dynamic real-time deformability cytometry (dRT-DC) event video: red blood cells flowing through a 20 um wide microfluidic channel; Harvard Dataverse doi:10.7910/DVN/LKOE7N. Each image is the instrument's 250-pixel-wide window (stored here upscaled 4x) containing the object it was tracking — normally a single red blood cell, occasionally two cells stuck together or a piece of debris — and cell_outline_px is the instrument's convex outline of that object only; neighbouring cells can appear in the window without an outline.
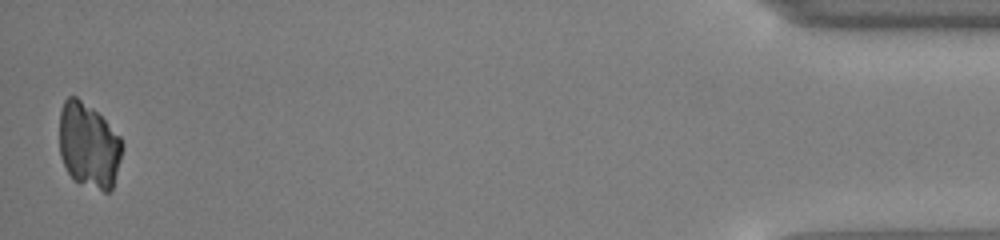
{"species": "common noctule bat (a hibernating species)", "species_latin": "Nyctalus noctula", "temperature_condition": "cold", "stored_images_in_passage": 35, "camera_frame_rate_fps": 3000, "um_per_image_px": 0.085, "animal": {"sex": "male", "body_mass_g": 13.0, "forearm_length_mm": 53.1}, "frame": {"image": 1, "passage_image": 35, "time_ms": 11.333, "image_size_px": [1000, 240], "cell_outline_px": [[124, 144], [120, 160], [112, 188], [108, 192], [104, 192], [72, 180], [60, 156], [60, 108], [64, 100], [68, 96], [76, 96], [92, 108], [120, 136]], "centroid_in_image_um": [7.53, 12.37], "position_along_channel_um": 427.7, "area_um2": 31.15}}